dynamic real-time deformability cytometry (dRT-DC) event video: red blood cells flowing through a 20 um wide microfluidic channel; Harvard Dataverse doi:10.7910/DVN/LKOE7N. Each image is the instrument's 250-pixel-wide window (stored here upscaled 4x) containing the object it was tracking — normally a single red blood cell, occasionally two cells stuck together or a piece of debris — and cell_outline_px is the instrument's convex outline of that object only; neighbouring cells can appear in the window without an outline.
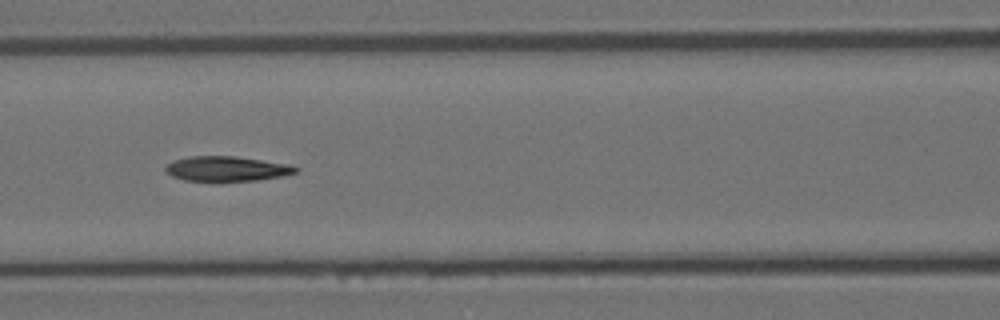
{"species": "Egyptian fruit bat (a non-hibernating species)", "species_latin": "Rousettus aegyptiacus", "temperature_condition": "room temperature", "stored_images_in_passage": 12, "camera_frame_rate_fps": 3000, "um_per_image_px": 0.085, "animal": {"sex": "female"}, "frame": {"image": 1, "passage_image": 7, "time_ms": 2.0, "image_size_px": [1000, 320], "cell_outline_px": [[300, 168], [296, 172], [280, 176], [256, 180], [184, 180], [172, 176], [164, 168], [172, 160], [188, 156], [236, 156], [288, 164]], "centroid_in_image_um": [19.25, 14.32], "position_along_channel_um": 147.3, "area_um2": 18.55}}
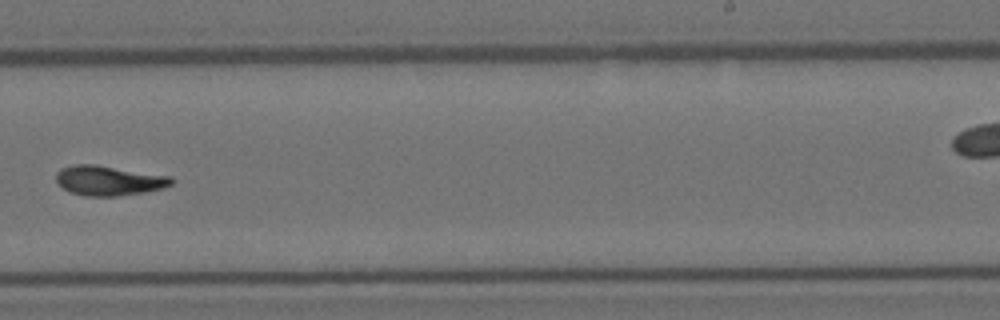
{"frame": {"image": 2, "passage_image": 10, "time_ms": 3.0, "image_size_px": [1000, 320], "cell_outline_px": [[176, 180], [172, 184], [164, 188], [144, 192], [116, 196], [84, 196], [68, 192], [56, 180], [56, 172], [60, 168], [72, 164], [96, 164], [172, 176]], "centroid_in_image_um": [9.26, 15.34], "position_along_channel_um": 279.7, "area_um2": 20.35}}
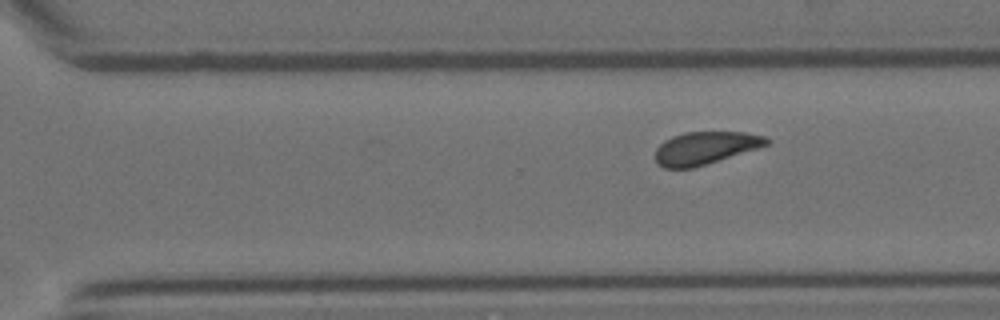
{"frame": {"image": 3, "passage_image": 12, "time_ms": 3.667, "image_size_px": [1000, 320], "cell_outline_px": [[772, 140], [768, 144], [760, 148], [692, 168], [664, 168], [656, 164], [656, 148], [664, 140], [672, 136], [684, 132], [744, 132], [764, 136]], "centroid_in_image_um": [59.95, 12.57], "position_along_channel_um": 310.6, "area_um2": 21.27}}